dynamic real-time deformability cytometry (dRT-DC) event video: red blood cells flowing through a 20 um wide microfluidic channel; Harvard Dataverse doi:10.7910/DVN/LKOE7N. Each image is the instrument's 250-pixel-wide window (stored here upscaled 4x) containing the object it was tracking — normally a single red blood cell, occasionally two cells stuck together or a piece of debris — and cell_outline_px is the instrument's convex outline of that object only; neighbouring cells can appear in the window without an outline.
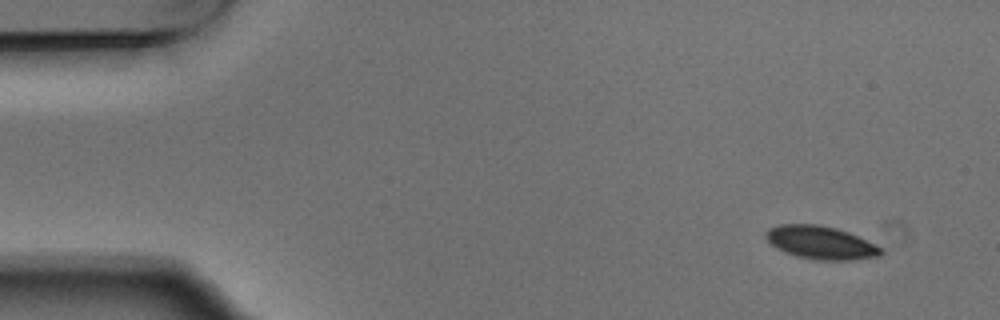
{"species": "Egyptian fruit bat (a non-hibernating species)", "species_latin": "Rousettus aegyptiacus", "temperature_condition": "warm", "stored_images_in_passage": 4, "camera_frame_rate_fps": 3000, "um_per_image_px": 0.085, "animal": {"sex": "male"}, "frame": {"image": 1, "passage_image": 1, "time_ms": 0.0, "image_size_px": [1000, 320], "cell_outline_px": [[884, 252], [880, 256], [852, 260], [816, 260], [796, 256], [784, 252], [776, 248], [764, 236], [764, 232], [768, 228], [780, 224], [820, 224], [836, 228], [848, 232], [876, 244]], "centroid_in_image_um": [69.75, 20.62], "position_along_channel_um": 15.3, "area_um2": 22.37}}
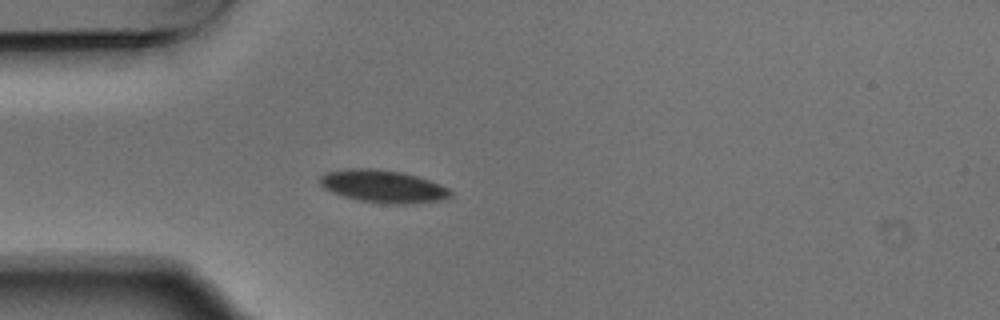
{"frame": {"image": 2, "passage_image": 4, "time_ms": 1.0, "image_size_px": [1000, 320], "cell_outline_px": [[452, 196], [440, 200], [408, 204], [392, 204], [360, 200], [344, 196], [332, 192], [324, 188], [320, 184], [320, 176], [324, 172], [344, 168], [372, 168], [400, 172], [416, 176], [440, 184], [448, 188], [452, 192]], "centroid_in_image_um": [32.53, 15.83], "position_along_channel_um": 52.5, "area_um2": 24.68}}